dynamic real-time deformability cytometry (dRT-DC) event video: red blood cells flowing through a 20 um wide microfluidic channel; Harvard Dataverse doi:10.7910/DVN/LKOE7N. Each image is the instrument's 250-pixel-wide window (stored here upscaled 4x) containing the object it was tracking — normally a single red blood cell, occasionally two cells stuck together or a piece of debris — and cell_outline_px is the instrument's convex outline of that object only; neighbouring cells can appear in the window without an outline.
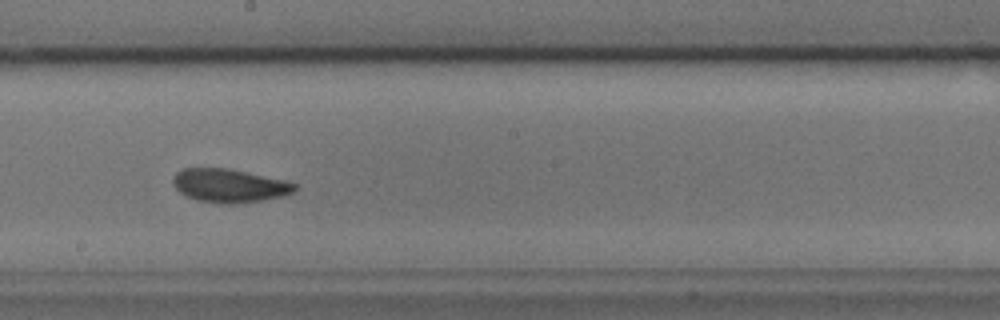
{"species": "common noctule bat (a hibernating species)", "species_latin": "Nyctalus noctula", "temperature_condition": "cold", "stored_images_in_passage": 40, "camera_frame_rate_fps": 3000, "um_per_image_px": 0.085, "animal": {"sex": "male", "body_mass_g": 17.9, "forearm_length_mm": 54.2}, "frame": {"image": 1, "passage_image": 18, "time_ms": 5.667, "image_size_px": [1000, 320], "cell_outline_px": [[296, 188], [292, 192], [284, 196], [236, 204], [220, 204], [196, 200], [180, 192], [172, 184], [172, 180], [176, 172], [184, 168], [228, 168], [284, 180], [296, 184]], "centroid_in_image_um": [19.46, 15.78], "position_along_channel_um": 228.7, "area_um2": 23.7}}
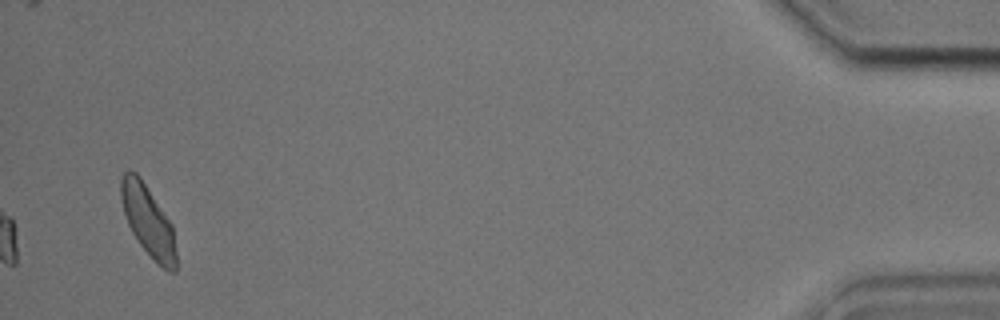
{"frame": {"image": 2, "passage_image": 40, "time_ms": 13.0, "image_size_px": [1000, 320], "cell_outline_px": [[176, 272], [168, 272], [140, 244], [132, 232], [128, 224], [120, 200], [120, 180], [124, 172], [136, 172], [140, 176], [172, 224], [176, 252]], "centroid_in_image_um": [12.58, 18.75], "position_along_channel_um": 422.6, "area_um2": 22.37}, "authors_computed_cell_mechanics": {"area_um2": 23.3223, "velocity_mm_per_s": 3.7685, "shape_relaxation_time_tau1_ms": 2.7135, "shape_relaxation_time_tau2_ms": 1.5707, "deformation_change_tau1": 0.0956, "deformation_change_tau2": 0.0573}}